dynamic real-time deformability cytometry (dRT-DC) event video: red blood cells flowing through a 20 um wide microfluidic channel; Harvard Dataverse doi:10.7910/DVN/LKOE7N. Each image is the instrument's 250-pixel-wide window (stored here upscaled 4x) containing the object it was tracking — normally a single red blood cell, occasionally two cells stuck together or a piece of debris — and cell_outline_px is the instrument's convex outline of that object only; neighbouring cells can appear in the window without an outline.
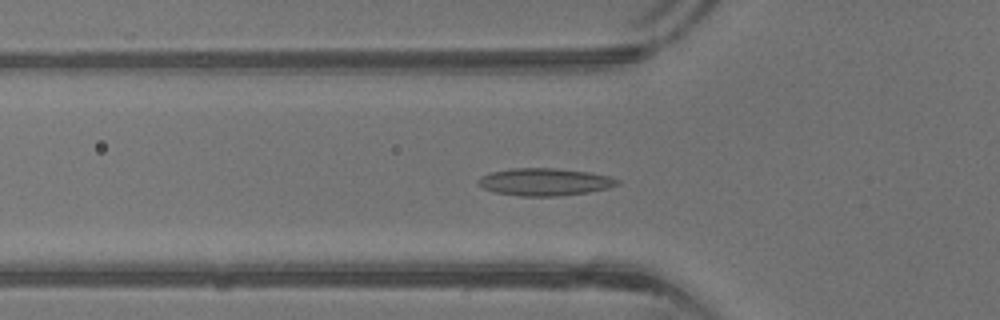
{"species": "common noctule bat (a hibernating species)", "species_latin": "Nyctalus noctula", "temperature_condition": "warm", "stored_images_in_passage": 43, "camera_frame_rate_fps": 3000, "um_per_image_px": 0.085, "animal": {"sex": "male", "body_mass_g": 13.3}, "frame": {"image": 1, "passage_image": 15, "time_ms": 4.667, "image_size_px": [1000, 320], "cell_outline_px": [[620, 184], [608, 188], [588, 192], [556, 196], [520, 196], [496, 192], [484, 188], [476, 184], [476, 180], [480, 176], [492, 172], [512, 168], [556, 168], [588, 172], [608, 176], [620, 180]], "centroid_in_image_um": [46.28, 15.46], "position_along_channel_um": 79.5, "area_um2": 22.2}}
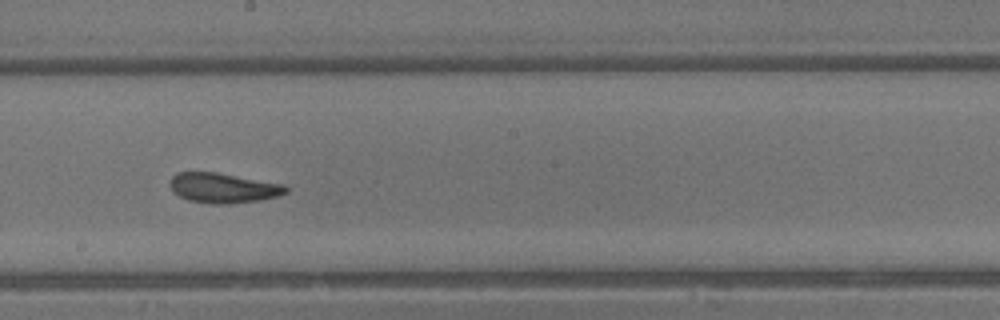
{"frame": {"image": 2, "passage_image": 24, "time_ms": 7.667, "image_size_px": [1000, 320], "cell_outline_px": [[288, 192], [276, 196], [260, 200], [228, 204], [208, 204], [188, 200], [172, 192], [172, 176], [176, 172], [216, 172], [284, 184], [288, 188]], "centroid_in_image_um": [18.98, 15.98], "position_along_channel_um": 229.2, "area_um2": 20.17}}
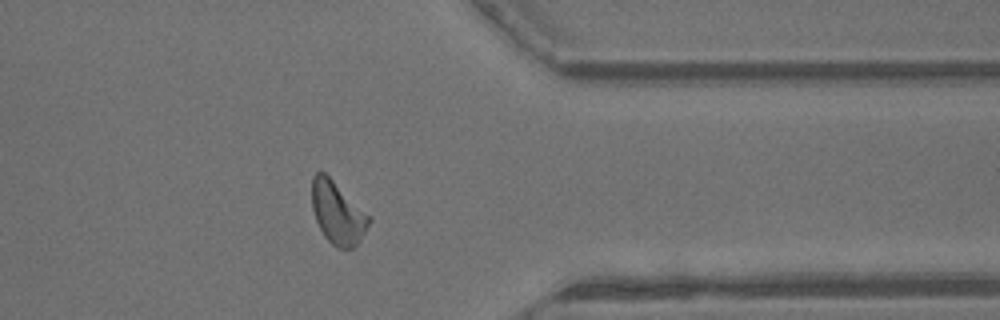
{"frame": {"image": 3, "passage_image": 34, "time_ms": 11.0, "image_size_px": [1000, 320], "cell_outline_px": [[372, 220], [360, 240], [352, 248], [336, 248], [324, 236], [316, 220], [312, 208], [312, 176], [316, 172], [324, 172], [372, 216]], "centroid_in_image_um": [28.71, 18.09], "position_along_channel_um": 382.7, "area_um2": 20.81}, "authors_computed_cell_mechanics": {"area_um2": 20.7502, "velocity_mm_per_s": 4.9699, "shape_relaxation_time_tau1_ms": null, "shape_relaxation_time_tau2_ms": 1.2887, "deformation_change_tau1": null, "deformation_change_tau2": 0.0849}}